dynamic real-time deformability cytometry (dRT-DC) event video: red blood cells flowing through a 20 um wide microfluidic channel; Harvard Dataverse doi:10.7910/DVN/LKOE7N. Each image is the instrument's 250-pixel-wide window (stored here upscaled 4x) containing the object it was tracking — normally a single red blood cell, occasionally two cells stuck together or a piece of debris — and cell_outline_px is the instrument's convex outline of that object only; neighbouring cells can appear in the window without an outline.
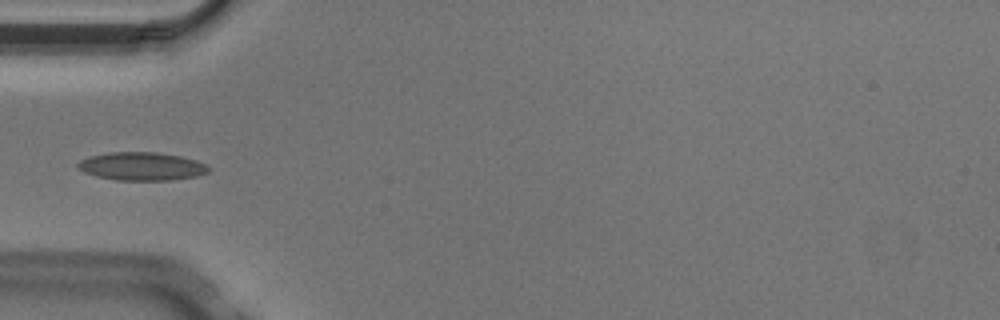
{"species": "Egyptian fruit bat (a non-hibernating species)", "species_latin": "Rousettus aegyptiacus", "temperature_condition": "cold", "stored_images_in_passage": 5, "camera_frame_rate_fps": 3000, "um_per_image_px": 0.085, "animal": {"sex": "male"}, "frame": {"image": 1, "passage_image": 4, "time_ms": 1.0, "image_size_px": [1000, 320], "cell_outline_px": [[212, 168], [208, 172], [196, 176], [172, 180], [116, 180], [96, 176], [84, 172], [76, 168], [76, 164], [80, 160], [92, 156], [108, 152], [156, 152], [180, 156], [196, 160]], "centroid_in_image_um": [12.03, 14.14], "position_along_channel_um": 73.0, "area_um2": 21.5}}